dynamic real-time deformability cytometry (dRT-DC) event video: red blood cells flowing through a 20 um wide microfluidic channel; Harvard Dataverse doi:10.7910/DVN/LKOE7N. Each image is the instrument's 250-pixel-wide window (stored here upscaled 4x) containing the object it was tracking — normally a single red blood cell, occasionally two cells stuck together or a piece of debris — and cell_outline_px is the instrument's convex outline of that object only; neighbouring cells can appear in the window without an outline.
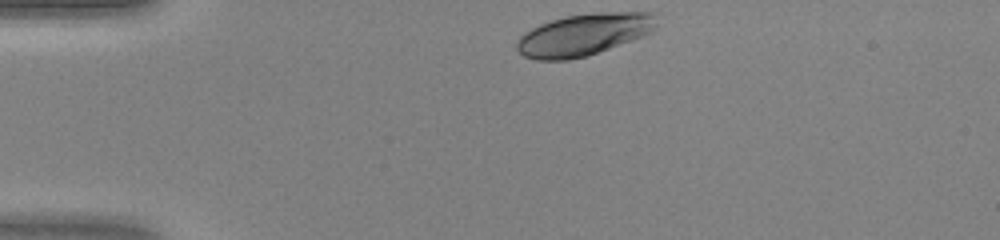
{"species": "human", "species_latin": "Homo sapiens", "temperature_condition": "warm", "stored_images_in_passage": 30, "camera_frame_rate_fps": 3000, "um_per_image_px": 0.085, "donor": {"sex": "female"}, "frame": {"image": 1, "passage_image": 1, "time_ms": 0.0, "image_size_px": [1000, 240], "cell_outline_px": [[656, 28], [652, 32], [632, 40], [588, 56], [568, 60], [536, 60], [524, 56], [516, 48], [516, 40], [524, 32], [540, 24], [564, 16], [596, 12], [652, 12], [656, 24]], "centroid_in_image_um": [49.59, 2.94], "position_along_channel_um": 35.4, "area_um2": 34.22}}
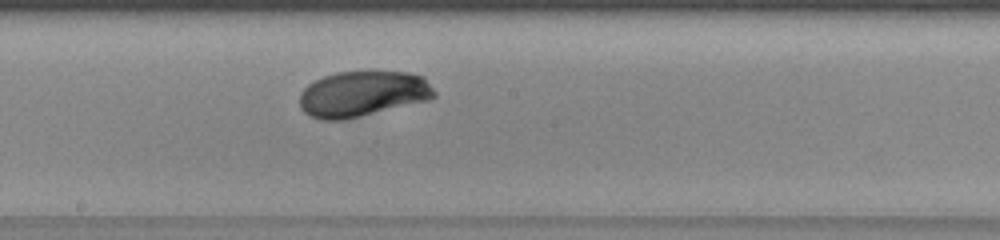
{"frame": {"image": 2, "passage_image": 17, "time_ms": 5.333, "image_size_px": [1000, 240], "cell_outline_px": [[436, 96], [428, 100], [344, 120], [320, 120], [308, 116], [300, 108], [300, 92], [308, 84], [324, 76], [336, 72], [408, 72], [424, 76], [436, 92]], "centroid_in_image_um": [30.81, 7.98], "position_along_channel_um": 217.4, "area_um2": 35.89}}
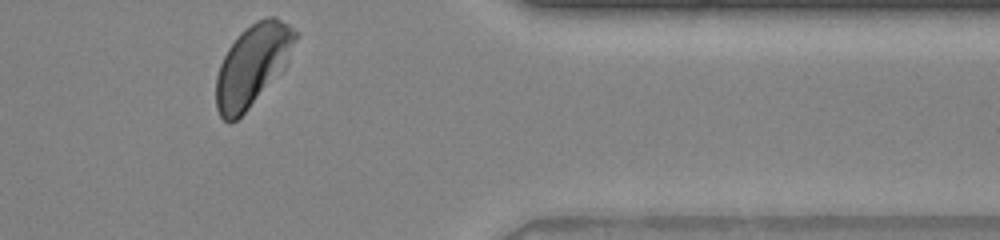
{"frame": {"image": 3, "passage_image": 30, "time_ms": 9.667, "image_size_px": [1000, 240], "cell_outline_px": [[296, 40], [288, 60], [284, 68], [248, 108], [236, 120], [228, 124], [220, 116], [216, 108], [216, 76], [220, 64], [228, 48], [240, 32], [256, 20], [268, 16], [276, 16], [288, 24], [296, 32]], "centroid_in_image_um": [21.44, 5.52], "position_along_channel_um": 390.0, "area_um2": 37.17}}